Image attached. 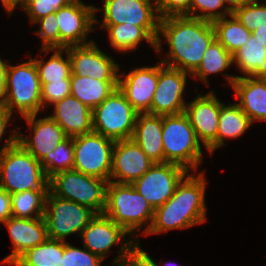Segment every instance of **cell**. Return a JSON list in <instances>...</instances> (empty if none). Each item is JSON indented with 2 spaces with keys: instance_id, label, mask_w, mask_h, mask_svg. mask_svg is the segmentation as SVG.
I'll return each instance as SVG.
<instances>
[{
  "instance_id": "obj_14",
  "label": "cell",
  "mask_w": 266,
  "mask_h": 266,
  "mask_svg": "<svg viewBox=\"0 0 266 266\" xmlns=\"http://www.w3.org/2000/svg\"><path fill=\"white\" fill-rule=\"evenodd\" d=\"M191 74L158 63V81L151 103L152 115H178L184 113V93L187 77Z\"/></svg>"
},
{
  "instance_id": "obj_22",
  "label": "cell",
  "mask_w": 266,
  "mask_h": 266,
  "mask_svg": "<svg viewBox=\"0 0 266 266\" xmlns=\"http://www.w3.org/2000/svg\"><path fill=\"white\" fill-rule=\"evenodd\" d=\"M3 223L9 231L13 249L0 261V264L4 265L18 259L27 250L42 244L48 238L44 217L32 219L11 217Z\"/></svg>"
},
{
  "instance_id": "obj_2",
  "label": "cell",
  "mask_w": 266,
  "mask_h": 266,
  "mask_svg": "<svg viewBox=\"0 0 266 266\" xmlns=\"http://www.w3.org/2000/svg\"><path fill=\"white\" fill-rule=\"evenodd\" d=\"M188 173L173 196L154 210L153 223L145 236L186 229L207 221L205 170Z\"/></svg>"
},
{
  "instance_id": "obj_17",
  "label": "cell",
  "mask_w": 266,
  "mask_h": 266,
  "mask_svg": "<svg viewBox=\"0 0 266 266\" xmlns=\"http://www.w3.org/2000/svg\"><path fill=\"white\" fill-rule=\"evenodd\" d=\"M102 8L95 7V14L103 10L101 25L128 23L140 27H159L155 0H102ZM153 1V2H152Z\"/></svg>"
},
{
  "instance_id": "obj_9",
  "label": "cell",
  "mask_w": 266,
  "mask_h": 266,
  "mask_svg": "<svg viewBox=\"0 0 266 266\" xmlns=\"http://www.w3.org/2000/svg\"><path fill=\"white\" fill-rule=\"evenodd\" d=\"M96 213L74 201L55 196L50 190L45 199L44 219L47 236L50 239L66 242L68 236H80Z\"/></svg>"
},
{
  "instance_id": "obj_51",
  "label": "cell",
  "mask_w": 266,
  "mask_h": 266,
  "mask_svg": "<svg viewBox=\"0 0 266 266\" xmlns=\"http://www.w3.org/2000/svg\"><path fill=\"white\" fill-rule=\"evenodd\" d=\"M71 2H82L81 0H71Z\"/></svg>"
},
{
  "instance_id": "obj_12",
  "label": "cell",
  "mask_w": 266,
  "mask_h": 266,
  "mask_svg": "<svg viewBox=\"0 0 266 266\" xmlns=\"http://www.w3.org/2000/svg\"><path fill=\"white\" fill-rule=\"evenodd\" d=\"M188 173L187 169L174 163H154L132 185L155 210L173 196L178 184Z\"/></svg>"
},
{
  "instance_id": "obj_25",
  "label": "cell",
  "mask_w": 266,
  "mask_h": 266,
  "mask_svg": "<svg viewBox=\"0 0 266 266\" xmlns=\"http://www.w3.org/2000/svg\"><path fill=\"white\" fill-rule=\"evenodd\" d=\"M108 33V40L114 51L132 52L136 51L138 45L144 40L156 50V39L159 27H140L128 23L117 25H100ZM116 49V50H115Z\"/></svg>"
},
{
  "instance_id": "obj_39",
  "label": "cell",
  "mask_w": 266,
  "mask_h": 266,
  "mask_svg": "<svg viewBox=\"0 0 266 266\" xmlns=\"http://www.w3.org/2000/svg\"><path fill=\"white\" fill-rule=\"evenodd\" d=\"M34 24H40L34 33L42 41L41 49H59V26L56 19V12L38 19Z\"/></svg>"
},
{
  "instance_id": "obj_33",
  "label": "cell",
  "mask_w": 266,
  "mask_h": 266,
  "mask_svg": "<svg viewBox=\"0 0 266 266\" xmlns=\"http://www.w3.org/2000/svg\"><path fill=\"white\" fill-rule=\"evenodd\" d=\"M65 242L47 238L42 244L37 245L18 259L25 266H62Z\"/></svg>"
},
{
  "instance_id": "obj_13",
  "label": "cell",
  "mask_w": 266,
  "mask_h": 266,
  "mask_svg": "<svg viewBox=\"0 0 266 266\" xmlns=\"http://www.w3.org/2000/svg\"><path fill=\"white\" fill-rule=\"evenodd\" d=\"M56 19L59 26V49L94 41L87 40V36L100 22L95 14V5H87L83 1L70 2L58 9Z\"/></svg>"
},
{
  "instance_id": "obj_5",
  "label": "cell",
  "mask_w": 266,
  "mask_h": 266,
  "mask_svg": "<svg viewBox=\"0 0 266 266\" xmlns=\"http://www.w3.org/2000/svg\"><path fill=\"white\" fill-rule=\"evenodd\" d=\"M0 186L10 194L49 189V178L41 163L17 142L0 155Z\"/></svg>"
},
{
  "instance_id": "obj_16",
  "label": "cell",
  "mask_w": 266,
  "mask_h": 266,
  "mask_svg": "<svg viewBox=\"0 0 266 266\" xmlns=\"http://www.w3.org/2000/svg\"><path fill=\"white\" fill-rule=\"evenodd\" d=\"M69 53L72 74L101 81H118L120 65L97 47L94 41L65 48Z\"/></svg>"
},
{
  "instance_id": "obj_42",
  "label": "cell",
  "mask_w": 266,
  "mask_h": 266,
  "mask_svg": "<svg viewBox=\"0 0 266 266\" xmlns=\"http://www.w3.org/2000/svg\"><path fill=\"white\" fill-rule=\"evenodd\" d=\"M117 266H158L137 242L117 263Z\"/></svg>"
},
{
  "instance_id": "obj_43",
  "label": "cell",
  "mask_w": 266,
  "mask_h": 266,
  "mask_svg": "<svg viewBox=\"0 0 266 266\" xmlns=\"http://www.w3.org/2000/svg\"><path fill=\"white\" fill-rule=\"evenodd\" d=\"M13 118V114L6 109L5 107H0V141L3 140L2 137H4V134L7 132L6 128L9 124V121H11ZM11 119V120H10ZM18 130L19 128H16L12 130L10 133L11 135L7 137L5 140V144L3 147L0 148V155L9 147L16 144L18 142Z\"/></svg>"
},
{
  "instance_id": "obj_41",
  "label": "cell",
  "mask_w": 266,
  "mask_h": 266,
  "mask_svg": "<svg viewBox=\"0 0 266 266\" xmlns=\"http://www.w3.org/2000/svg\"><path fill=\"white\" fill-rule=\"evenodd\" d=\"M155 3L160 19L168 16L191 17L192 0H155Z\"/></svg>"
},
{
  "instance_id": "obj_47",
  "label": "cell",
  "mask_w": 266,
  "mask_h": 266,
  "mask_svg": "<svg viewBox=\"0 0 266 266\" xmlns=\"http://www.w3.org/2000/svg\"><path fill=\"white\" fill-rule=\"evenodd\" d=\"M256 40L262 45L266 47V26L256 28L253 32H251Z\"/></svg>"
},
{
  "instance_id": "obj_15",
  "label": "cell",
  "mask_w": 266,
  "mask_h": 266,
  "mask_svg": "<svg viewBox=\"0 0 266 266\" xmlns=\"http://www.w3.org/2000/svg\"><path fill=\"white\" fill-rule=\"evenodd\" d=\"M184 114L188 117L195 135L203 147L213 154L217 149L218 119L220 115V100L215 91L200 94L187 102Z\"/></svg>"
},
{
  "instance_id": "obj_8",
  "label": "cell",
  "mask_w": 266,
  "mask_h": 266,
  "mask_svg": "<svg viewBox=\"0 0 266 266\" xmlns=\"http://www.w3.org/2000/svg\"><path fill=\"white\" fill-rule=\"evenodd\" d=\"M138 112L116 88L92 110L93 131L113 141L132 139Z\"/></svg>"
},
{
  "instance_id": "obj_31",
  "label": "cell",
  "mask_w": 266,
  "mask_h": 266,
  "mask_svg": "<svg viewBox=\"0 0 266 266\" xmlns=\"http://www.w3.org/2000/svg\"><path fill=\"white\" fill-rule=\"evenodd\" d=\"M212 24L215 38L231 55L241 48L251 35L233 14L215 20Z\"/></svg>"
},
{
  "instance_id": "obj_37",
  "label": "cell",
  "mask_w": 266,
  "mask_h": 266,
  "mask_svg": "<svg viewBox=\"0 0 266 266\" xmlns=\"http://www.w3.org/2000/svg\"><path fill=\"white\" fill-rule=\"evenodd\" d=\"M78 248L71 245L67 241L65 242L64 253L62 257V266H102V259L83 247ZM112 266H117L112 261Z\"/></svg>"
},
{
  "instance_id": "obj_4",
  "label": "cell",
  "mask_w": 266,
  "mask_h": 266,
  "mask_svg": "<svg viewBox=\"0 0 266 266\" xmlns=\"http://www.w3.org/2000/svg\"><path fill=\"white\" fill-rule=\"evenodd\" d=\"M164 163H174L189 172H199L203 152L194 128L184 114L162 115Z\"/></svg>"
},
{
  "instance_id": "obj_21",
  "label": "cell",
  "mask_w": 266,
  "mask_h": 266,
  "mask_svg": "<svg viewBox=\"0 0 266 266\" xmlns=\"http://www.w3.org/2000/svg\"><path fill=\"white\" fill-rule=\"evenodd\" d=\"M223 74L252 123L266 122V79Z\"/></svg>"
},
{
  "instance_id": "obj_3",
  "label": "cell",
  "mask_w": 266,
  "mask_h": 266,
  "mask_svg": "<svg viewBox=\"0 0 266 266\" xmlns=\"http://www.w3.org/2000/svg\"><path fill=\"white\" fill-rule=\"evenodd\" d=\"M103 213L139 243L140 240L136 236L147 234L154 217V209L132 184L113 181L107 183L106 206ZM137 231H141L142 234Z\"/></svg>"
},
{
  "instance_id": "obj_6",
  "label": "cell",
  "mask_w": 266,
  "mask_h": 266,
  "mask_svg": "<svg viewBox=\"0 0 266 266\" xmlns=\"http://www.w3.org/2000/svg\"><path fill=\"white\" fill-rule=\"evenodd\" d=\"M3 107L12 114L17 111L21 114V118L43 111L41 83L35 62L31 56L27 62L8 65Z\"/></svg>"
},
{
  "instance_id": "obj_26",
  "label": "cell",
  "mask_w": 266,
  "mask_h": 266,
  "mask_svg": "<svg viewBox=\"0 0 266 266\" xmlns=\"http://www.w3.org/2000/svg\"><path fill=\"white\" fill-rule=\"evenodd\" d=\"M232 56L233 65L243 74L242 77L266 79V47L252 33Z\"/></svg>"
},
{
  "instance_id": "obj_44",
  "label": "cell",
  "mask_w": 266,
  "mask_h": 266,
  "mask_svg": "<svg viewBox=\"0 0 266 266\" xmlns=\"http://www.w3.org/2000/svg\"><path fill=\"white\" fill-rule=\"evenodd\" d=\"M13 217L10 193L0 186V225Z\"/></svg>"
},
{
  "instance_id": "obj_20",
  "label": "cell",
  "mask_w": 266,
  "mask_h": 266,
  "mask_svg": "<svg viewBox=\"0 0 266 266\" xmlns=\"http://www.w3.org/2000/svg\"><path fill=\"white\" fill-rule=\"evenodd\" d=\"M158 81V64L120 73L118 88L138 113L151 114V103Z\"/></svg>"
},
{
  "instance_id": "obj_19",
  "label": "cell",
  "mask_w": 266,
  "mask_h": 266,
  "mask_svg": "<svg viewBox=\"0 0 266 266\" xmlns=\"http://www.w3.org/2000/svg\"><path fill=\"white\" fill-rule=\"evenodd\" d=\"M154 163L133 139L115 141L110 181L132 184Z\"/></svg>"
},
{
  "instance_id": "obj_45",
  "label": "cell",
  "mask_w": 266,
  "mask_h": 266,
  "mask_svg": "<svg viewBox=\"0 0 266 266\" xmlns=\"http://www.w3.org/2000/svg\"><path fill=\"white\" fill-rule=\"evenodd\" d=\"M9 63L0 58V107L3 106V100L6 93V74Z\"/></svg>"
},
{
  "instance_id": "obj_24",
  "label": "cell",
  "mask_w": 266,
  "mask_h": 266,
  "mask_svg": "<svg viewBox=\"0 0 266 266\" xmlns=\"http://www.w3.org/2000/svg\"><path fill=\"white\" fill-rule=\"evenodd\" d=\"M132 139L155 163H164L162 115L138 113Z\"/></svg>"
},
{
  "instance_id": "obj_36",
  "label": "cell",
  "mask_w": 266,
  "mask_h": 266,
  "mask_svg": "<svg viewBox=\"0 0 266 266\" xmlns=\"http://www.w3.org/2000/svg\"><path fill=\"white\" fill-rule=\"evenodd\" d=\"M232 12L222 0H192L191 17L213 22Z\"/></svg>"
},
{
  "instance_id": "obj_35",
  "label": "cell",
  "mask_w": 266,
  "mask_h": 266,
  "mask_svg": "<svg viewBox=\"0 0 266 266\" xmlns=\"http://www.w3.org/2000/svg\"><path fill=\"white\" fill-rule=\"evenodd\" d=\"M232 14L250 32H253L256 28L266 26V2L248 0L240 8L235 9Z\"/></svg>"
},
{
  "instance_id": "obj_34",
  "label": "cell",
  "mask_w": 266,
  "mask_h": 266,
  "mask_svg": "<svg viewBox=\"0 0 266 266\" xmlns=\"http://www.w3.org/2000/svg\"><path fill=\"white\" fill-rule=\"evenodd\" d=\"M48 178L60 171L74 168V146L73 138L68 137L48 153L40 162Z\"/></svg>"
},
{
  "instance_id": "obj_30",
  "label": "cell",
  "mask_w": 266,
  "mask_h": 266,
  "mask_svg": "<svg viewBox=\"0 0 266 266\" xmlns=\"http://www.w3.org/2000/svg\"><path fill=\"white\" fill-rule=\"evenodd\" d=\"M231 65L233 56L215 38L204 53L200 65L191 73V78L209 85V75L222 73Z\"/></svg>"
},
{
  "instance_id": "obj_49",
  "label": "cell",
  "mask_w": 266,
  "mask_h": 266,
  "mask_svg": "<svg viewBox=\"0 0 266 266\" xmlns=\"http://www.w3.org/2000/svg\"><path fill=\"white\" fill-rule=\"evenodd\" d=\"M5 265H13V266H25L19 259L13 260Z\"/></svg>"
},
{
  "instance_id": "obj_18",
  "label": "cell",
  "mask_w": 266,
  "mask_h": 266,
  "mask_svg": "<svg viewBox=\"0 0 266 266\" xmlns=\"http://www.w3.org/2000/svg\"><path fill=\"white\" fill-rule=\"evenodd\" d=\"M37 116L38 114L23 117L29 126L26 129H31L32 135H24L18 130V143L41 162L68 136L50 115L43 118Z\"/></svg>"
},
{
  "instance_id": "obj_40",
  "label": "cell",
  "mask_w": 266,
  "mask_h": 266,
  "mask_svg": "<svg viewBox=\"0 0 266 266\" xmlns=\"http://www.w3.org/2000/svg\"><path fill=\"white\" fill-rule=\"evenodd\" d=\"M70 86V79L41 83V103L43 110H47L46 108L48 106H52L56 102L61 101L64 97L70 96Z\"/></svg>"
},
{
  "instance_id": "obj_28",
  "label": "cell",
  "mask_w": 266,
  "mask_h": 266,
  "mask_svg": "<svg viewBox=\"0 0 266 266\" xmlns=\"http://www.w3.org/2000/svg\"><path fill=\"white\" fill-rule=\"evenodd\" d=\"M251 119L237 103L225 105L220 101L218 119L217 149L226 146V139L241 137L252 125Z\"/></svg>"
},
{
  "instance_id": "obj_46",
  "label": "cell",
  "mask_w": 266,
  "mask_h": 266,
  "mask_svg": "<svg viewBox=\"0 0 266 266\" xmlns=\"http://www.w3.org/2000/svg\"><path fill=\"white\" fill-rule=\"evenodd\" d=\"M22 2L23 0H0V3H2V6L9 13V15L16 10L15 8H17V6L18 8H21Z\"/></svg>"
},
{
  "instance_id": "obj_11",
  "label": "cell",
  "mask_w": 266,
  "mask_h": 266,
  "mask_svg": "<svg viewBox=\"0 0 266 266\" xmlns=\"http://www.w3.org/2000/svg\"><path fill=\"white\" fill-rule=\"evenodd\" d=\"M80 238L84 242L83 247L98 255L102 260L109 254L113 245L120 244L119 254L113 260L116 264L138 242L104 213L96 214L91 219L81 232Z\"/></svg>"
},
{
  "instance_id": "obj_10",
  "label": "cell",
  "mask_w": 266,
  "mask_h": 266,
  "mask_svg": "<svg viewBox=\"0 0 266 266\" xmlns=\"http://www.w3.org/2000/svg\"><path fill=\"white\" fill-rule=\"evenodd\" d=\"M114 143L115 141L94 131L73 137V169L109 182Z\"/></svg>"
},
{
  "instance_id": "obj_50",
  "label": "cell",
  "mask_w": 266,
  "mask_h": 266,
  "mask_svg": "<svg viewBox=\"0 0 266 266\" xmlns=\"http://www.w3.org/2000/svg\"><path fill=\"white\" fill-rule=\"evenodd\" d=\"M161 266H177L176 263L166 261V264H161Z\"/></svg>"
},
{
  "instance_id": "obj_23",
  "label": "cell",
  "mask_w": 266,
  "mask_h": 266,
  "mask_svg": "<svg viewBox=\"0 0 266 266\" xmlns=\"http://www.w3.org/2000/svg\"><path fill=\"white\" fill-rule=\"evenodd\" d=\"M50 116L61 126L68 137H76L93 131L92 110L70 95L53 104Z\"/></svg>"
},
{
  "instance_id": "obj_48",
  "label": "cell",
  "mask_w": 266,
  "mask_h": 266,
  "mask_svg": "<svg viewBox=\"0 0 266 266\" xmlns=\"http://www.w3.org/2000/svg\"><path fill=\"white\" fill-rule=\"evenodd\" d=\"M225 6L233 12L235 9L240 8L248 0H222Z\"/></svg>"
},
{
  "instance_id": "obj_7",
  "label": "cell",
  "mask_w": 266,
  "mask_h": 266,
  "mask_svg": "<svg viewBox=\"0 0 266 266\" xmlns=\"http://www.w3.org/2000/svg\"><path fill=\"white\" fill-rule=\"evenodd\" d=\"M107 183L106 180L69 169L49 178V190L55 196L74 201L100 214L106 206Z\"/></svg>"
},
{
  "instance_id": "obj_29",
  "label": "cell",
  "mask_w": 266,
  "mask_h": 266,
  "mask_svg": "<svg viewBox=\"0 0 266 266\" xmlns=\"http://www.w3.org/2000/svg\"><path fill=\"white\" fill-rule=\"evenodd\" d=\"M41 53L53 52L51 57L44 61L45 59L33 58L40 83H49L51 81H62V79H70L71 61L69 58L68 51L64 49H40ZM65 54V58L63 55Z\"/></svg>"
},
{
  "instance_id": "obj_1",
  "label": "cell",
  "mask_w": 266,
  "mask_h": 266,
  "mask_svg": "<svg viewBox=\"0 0 266 266\" xmlns=\"http://www.w3.org/2000/svg\"><path fill=\"white\" fill-rule=\"evenodd\" d=\"M162 35V36H161ZM165 39L169 51L160 61L171 68L192 73L215 39L212 22L189 16H168L159 20L155 52L162 51Z\"/></svg>"
},
{
  "instance_id": "obj_27",
  "label": "cell",
  "mask_w": 266,
  "mask_h": 266,
  "mask_svg": "<svg viewBox=\"0 0 266 266\" xmlns=\"http://www.w3.org/2000/svg\"><path fill=\"white\" fill-rule=\"evenodd\" d=\"M71 95L91 110L100 105L116 88L118 81H101L89 76L71 74Z\"/></svg>"
},
{
  "instance_id": "obj_38",
  "label": "cell",
  "mask_w": 266,
  "mask_h": 266,
  "mask_svg": "<svg viewBox=\"0 0 266 266\" xmlns=\"http://www.w3.org/2000/svg\"><path fill=\"white\" fill-rule=\"evenodd\" d=\"M71 0H23L21 9L26 12L30 19V24L34 23L58 9L67 6Z\"/></svg>"
},
{
  "instance_id": "obj_32",
  "label": "cell",
  "mask_w": 266,
  "mask_h": 266,
  "mask_svg": "<svg viewBox=\"0 0 266 266\" xmlns=\"http://www.w3.org/2000/svg\"><path fill=\"white\" fill-rule=\"evenodd\" d=\"M48 191L49 189H34L10 194L13 217L24 219L44 217Z\"/></svg>"
}]
</instances>
